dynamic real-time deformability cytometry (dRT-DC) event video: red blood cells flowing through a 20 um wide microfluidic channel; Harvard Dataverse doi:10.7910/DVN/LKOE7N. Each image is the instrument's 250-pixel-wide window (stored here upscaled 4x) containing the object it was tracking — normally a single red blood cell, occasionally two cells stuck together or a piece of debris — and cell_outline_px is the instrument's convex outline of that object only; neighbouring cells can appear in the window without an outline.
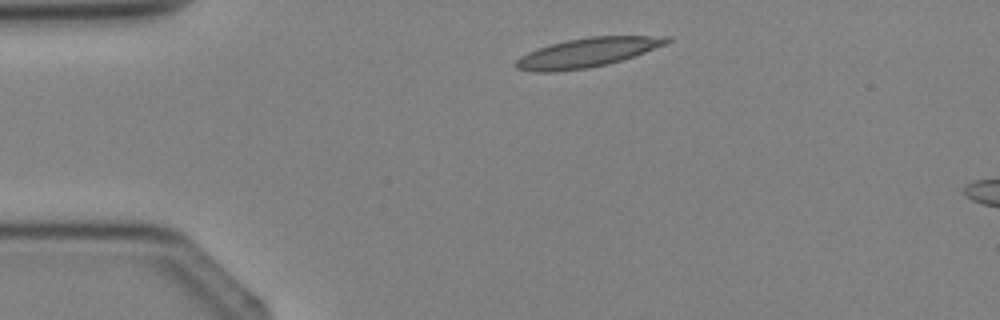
{"species": "Egyptian fruit bat (a non-hibernating species)", "species_latin": "Rousettus aegyptiacus", "temperature_condition": "cold", "stored_images_in_passage": 2, "camera_frame_rate_fps": 3000, "um_per_image_px": 0.085, "animal": {"sex": "female"}, "frame": {"image": 1, "passage_image": 1, "time_ms": 0.0, "image_size_px": [1000, 320], "cell_outline_px": [[672, 40], [668, 44], [608, 64], [588, 68], [556, 72], [532, 72], [516, 68], [512, 64], [520, 56], [528, 52], [552, 44], [568, 40], [588, 36], [672, 36]], "centroid_in_image_um": [49.91, 4.47], "position_along_channel_um": 35.1, "area_um2": 25.72}}